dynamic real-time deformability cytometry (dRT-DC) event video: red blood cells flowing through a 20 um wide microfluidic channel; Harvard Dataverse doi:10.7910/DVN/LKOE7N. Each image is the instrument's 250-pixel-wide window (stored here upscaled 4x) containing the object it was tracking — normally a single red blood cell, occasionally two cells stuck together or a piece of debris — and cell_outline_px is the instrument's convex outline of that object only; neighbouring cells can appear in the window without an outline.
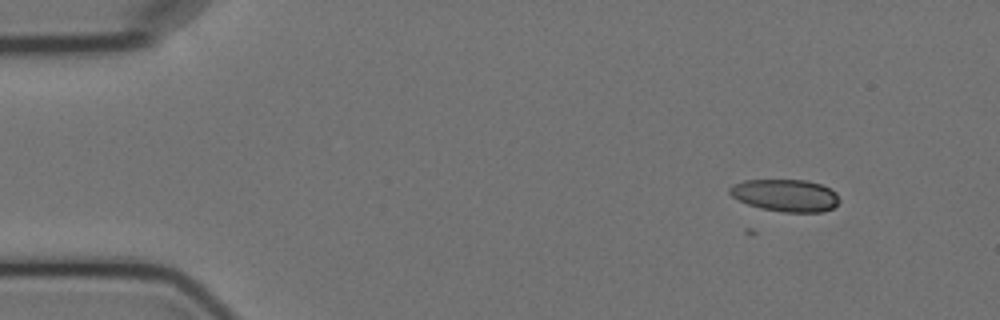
{"species": "Egyptian fruit bat (a non-hibernating species)", "species_latin": "Rousettus aegyptiacus", "temperature_condition": "cold", "stored_images_in_passage": 6, "camera_frame_rate_fps": 3000, "um_per_image_px": 0.085, "animal": {"sex": "female"}, "frame": {"image": 1, "passage_image": 2, "time_ms": 2.0, "image_size_px": [1000, 320], "cell_outline_px": [[840, 200], [832, 208], [824, 212], [784, 212], [760, 208], [748, 204], [732, 196], [728, 192], [728, 188], [732, 184], [744, 180], [808, 180], [820, 184], [836, 192]], "centroid_in_image_um": [66.75, 16.6], "position_along_channel_um": 18.2, "area_um2": 20.63}}
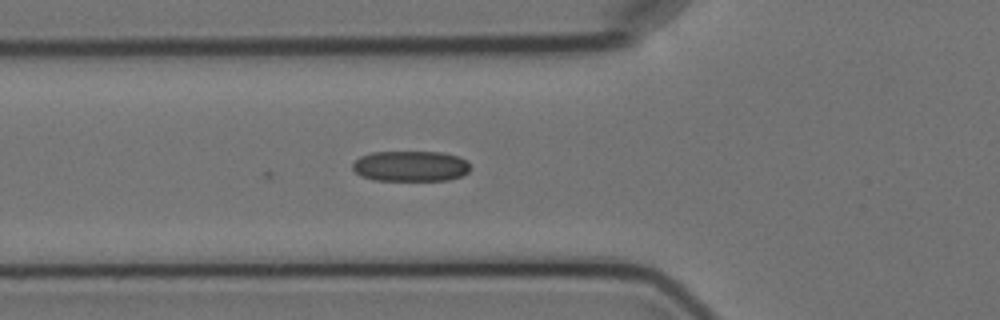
{"frame": {"image": 2, "passage_image": 6, "time_ms": 6.667, "image_size_px": [1000, 320], "cell_outline_px": [[472, 168], [464, 176], [448, 180], [376, 180], [360, 176], [352, 168], [352, 164], [360, 156], [372, 152], [444, 152], [468, 160]], "centroid_in_image_um": [34.94, 14.12], "position_along_channel_um": 90.9, "area_um2": 21.21}}